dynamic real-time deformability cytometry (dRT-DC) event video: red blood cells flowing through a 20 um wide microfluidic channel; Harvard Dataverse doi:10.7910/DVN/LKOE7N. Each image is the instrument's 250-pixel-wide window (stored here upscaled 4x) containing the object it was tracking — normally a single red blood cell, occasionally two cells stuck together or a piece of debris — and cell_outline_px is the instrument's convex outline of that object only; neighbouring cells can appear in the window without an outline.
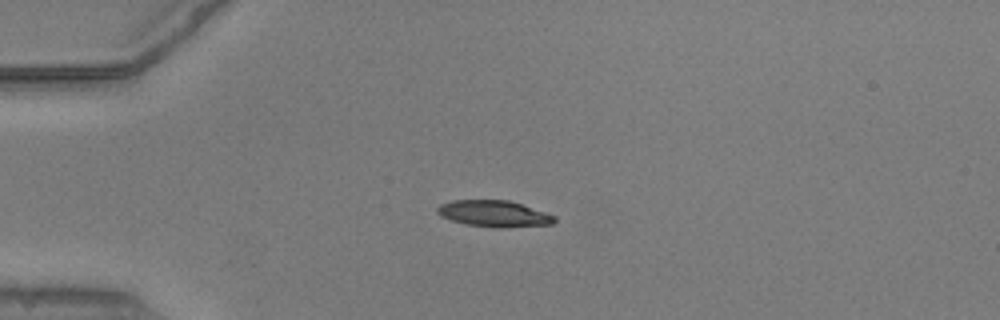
{"species": "common noctule bat (a hibernating species)", "species_latin": "Nyctalus noctula", "temperature_condition": "warm", "stored_images_in_passage": 40, "camera_frame_rate_fps": 3000, "um_per_image_px": 0.085, "animal": {"sex": "male", "body_mass_g": 20.5, "forearm_length_mm": 52.5}, "frame": {"image": 1, "passage_image": 1, "time_ms": 0.0, "image_size_px": [1000, 320], "cell_outline_px": [[556, 220], [552, 224], [500, 228], [496, 228], [464, 224], [440, 216], [436, 212], [436, 208], [440, 204], [452, 200], [508, 200], [556, 216]], "centroid_in_image_um": [41.95, 18.16], "position_along_channel_um": 43.1, "area_um2": 17.98}}
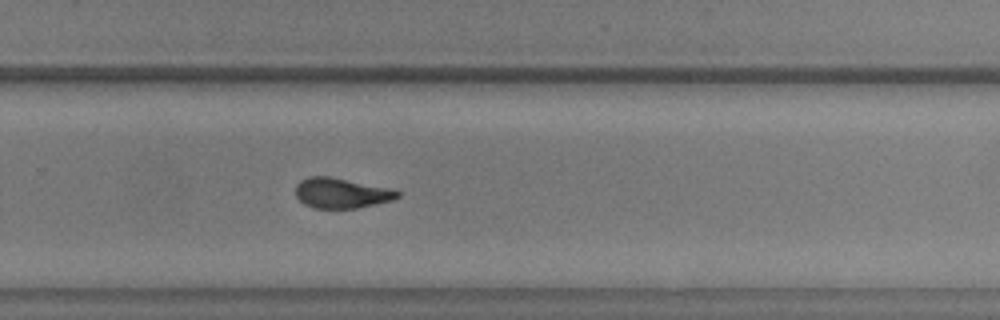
{"frame": {"image": 2, "passage_image": 23, "time_ms": 7.333, "image_size_px": [1000, 320], "cell_outline_px": [[400, 196], [392, 200], [356, 208], [312, 208], [304, 204], [296, 196], [296, 184], [300, 180], [308, 176], [328, 176], [392, 188], [400, 192]], "centroid_in_image_um": [29.0, 16.4], "position_along_channel_um": 300.8, "area_um2": 17.98}}
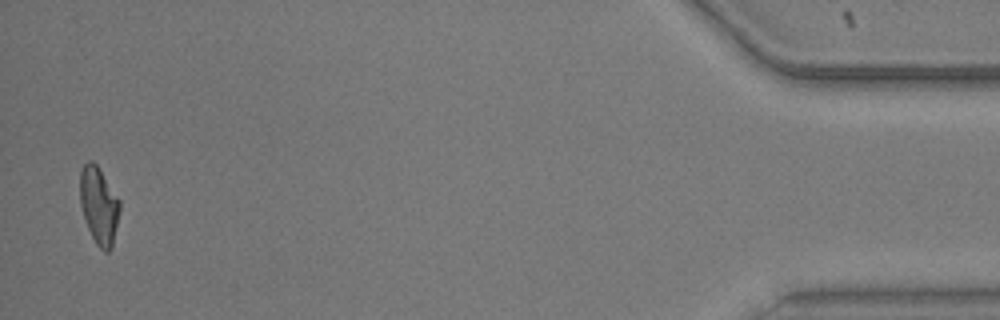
{"frame": {"image": 3, "passage_image": 39, "time_ms": 12.667, "image_size_px": [1000, 320], "cell_outline_px": [[120, 208], [112, 248], [108, 252], [104, 252], [96, 244], [88, 228], [80, 204], [80, 172], [84, 164], [88, 160], [92, 160], [96, 164], [120, 200]], "centroid_in_image_um": [8.41, 17.47], "position_along_channel_um": 426.8, "area_um2": 17.74}, "authors_computed_cell_mechanics": {"area_um2": 18.1203, "velocity_mm_per_s": 3.9039, "shape_relaxation_time_tau1_ms": 6.1197, "shape_relaxation_time_tau2_ms": 2.6775, "deformation_change_tau1": 0.2062, "deformation_change_tau2": 0.0851}}